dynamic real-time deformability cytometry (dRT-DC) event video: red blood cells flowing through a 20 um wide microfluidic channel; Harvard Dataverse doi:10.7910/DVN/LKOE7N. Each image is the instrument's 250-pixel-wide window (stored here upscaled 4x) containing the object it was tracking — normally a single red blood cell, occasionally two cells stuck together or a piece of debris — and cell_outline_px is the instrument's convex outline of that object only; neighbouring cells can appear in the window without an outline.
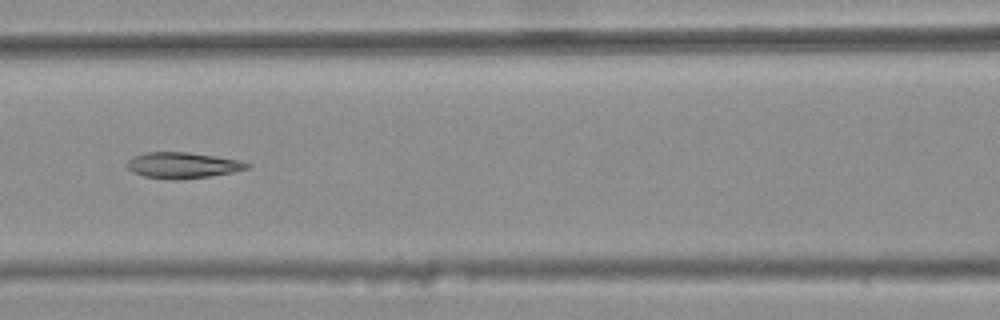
{"species": "common noctule bat (a hibernating species)", "species_latin": "Nyctalus noctula", "temperature_condition": "warm", "stored_images_in_passage": 12, "camera_frame_rate_fps": 3000, "um_per_image_px": 0.085, "animal": {"sex": "female", "body_mass_g": 25.1}, "frame": {"image": 1, "passage_image": 6, "time_ms": 1.667, "image_size_px": [1000, 320], "cell_outline_px": [[252, 164], [248, 168], [232, 172], [208, 176], [180, 180], [172, 180], [144, 176], [132, 172], [124, 164], [132, 156], [148, 152], [188, 152], [240, 160]], "centroid_in_image_um": [15.49, 14.05], "position_along_channel_um": 151.1, "area_um2": 18.21}}
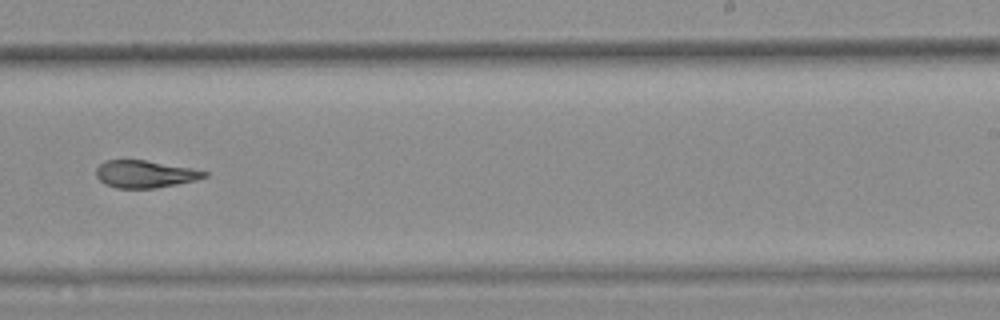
{"frame": {"image": 2, "passage_image": 9, "time_ms": 2.667, "image_size_px": [1000, 320], "cell_outline_px": [[208, 176], [196, 180], [156, 188], [116, 188], [104, 184], [96, 176], [96, 168], [100, 164], [108, 160], [144, 160], [192, 168], [208, 172]], "centroid_in_image_um": [12.32, 14.8], "position_along_channel_um": 276.7, "area_um2": 17.17}}
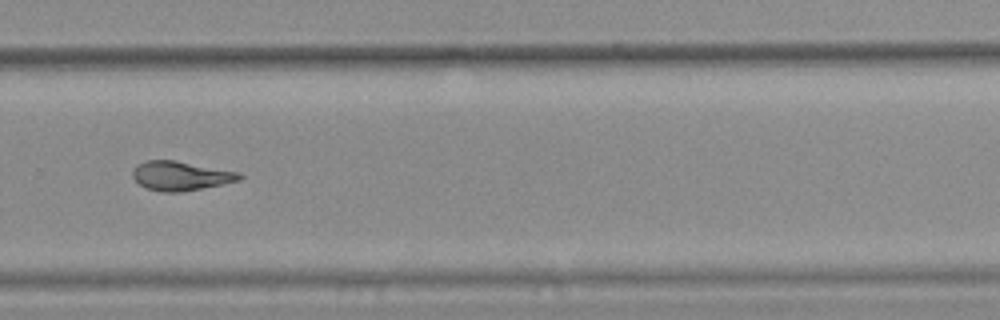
{"frame": {"image": 3, "passage_image": 10, "time_ms": 3.0, "image_size_px": [1000, 320], "cell_outline_px": [[244, 176], [240, 180], [180, 192], [160, 192], [148, 188], [140, 184], [132, 176], [132, 172], [136, 164], [144, 160], [176, 160], [240, 172]], "centroid_in_image_um": [15.34, 14.93], "position_along_channel_um": 314.5, "area_um2": 18.15}}